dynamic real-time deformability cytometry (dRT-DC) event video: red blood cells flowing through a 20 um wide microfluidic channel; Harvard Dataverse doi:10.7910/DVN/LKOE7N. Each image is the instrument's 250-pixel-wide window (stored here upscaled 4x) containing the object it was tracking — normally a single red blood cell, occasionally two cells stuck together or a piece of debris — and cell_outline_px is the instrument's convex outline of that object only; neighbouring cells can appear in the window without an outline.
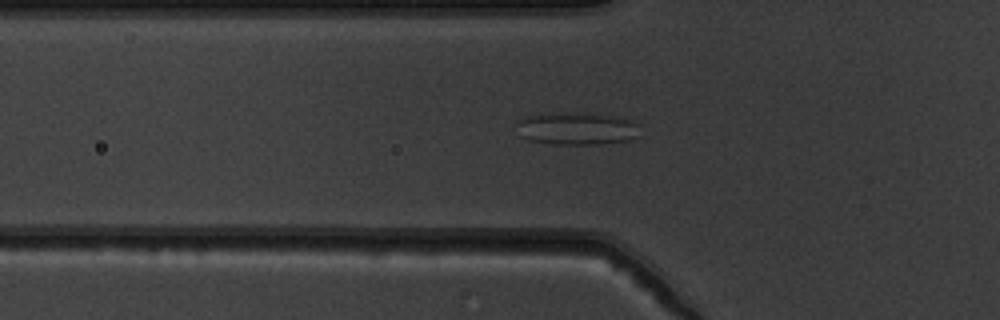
{"species": "common noctule bat (a hibernating species)", "species_latin": "Nyctalus noctula", "temperature_condition": "warm", "stored_images_in_passage": 51, "camera_frame_rate_fps": 3000, "um_per_image_px": 0.085, "animal": {"sex": "male", "body_mass_g": 19.5, "forearm_length_mm": 54.6}, "frame": {"image": 1, "passage_image": 17, "time_ms": 5.333, "image_size_px": [1000, 320], "cell_outline_px": [[640, 136], [628, 140], [600, 144], [556, 144], [528, 140], [520, 136], [516, 124], [520, 120], [528, 116], [600, 116], [628, 120], [636, 124]], "centroid_in_image_um": [49.02, 11.02], "position_along_channel_um": 76.8, "area_um2": 21.56}}
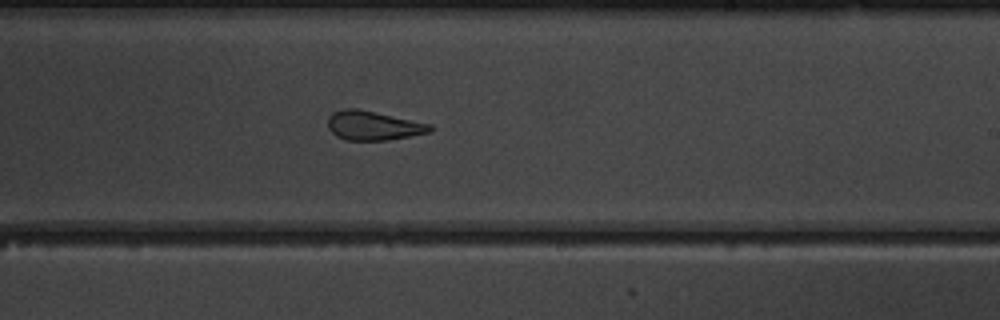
{"frame": {"image": 2, "passage_image": 31, "time_ms": 10.0, "image_size_px": [1000, 320], "cell_outline_px": [[436, 128], [432, 132], [388, 140], [344, 140], [336, 136], [328, 128], [328, 116], [332, 112], [344, 108], [356, 108], [376, 112], [432, 124]], "centroid_in_image_um": [31.75, 10.67], "position_along_channel_um": 257.3, "area_um2": 17.63}}
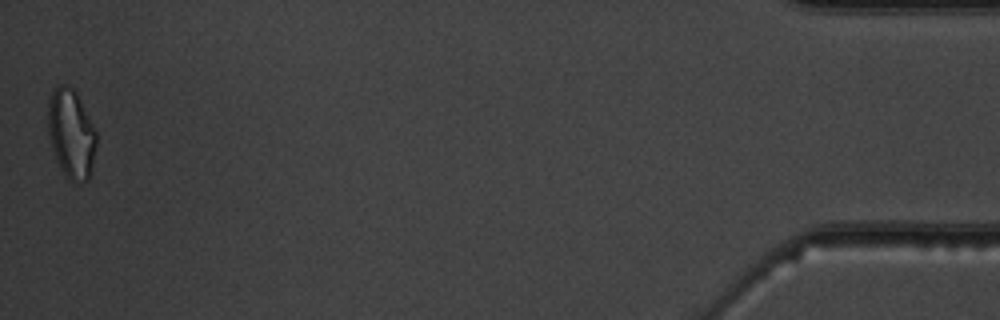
{"frame": {"image": 3, "passage_image": 51, "time_ms": 16.667, "image_size_px": [1000, 320], "cell_outline_px": [[96, 144], [92, 164], [88, 180], [80, 184], [72, 184], [68, 180], [52, 148], [48, 132], [48, 104], [52, 92], [60, 84], [68, 84], [76, 92], [96, 132]], "centroid_in_image_um": [6.05, 11.39], "position_along_channel_um": 429.1, "area_um2": 24.8}, "authors_computed_cell_mechanics": {"area_um2": 21.5594, "velocity_mm_per_s": 3.8668, "shape_relaxation_time_tau1_ms": null, "shape_relaxation_time_tau2_ms": 2.1469, "deformation_change_tau1": null, "deformation_change_tau2": 0.1185}}